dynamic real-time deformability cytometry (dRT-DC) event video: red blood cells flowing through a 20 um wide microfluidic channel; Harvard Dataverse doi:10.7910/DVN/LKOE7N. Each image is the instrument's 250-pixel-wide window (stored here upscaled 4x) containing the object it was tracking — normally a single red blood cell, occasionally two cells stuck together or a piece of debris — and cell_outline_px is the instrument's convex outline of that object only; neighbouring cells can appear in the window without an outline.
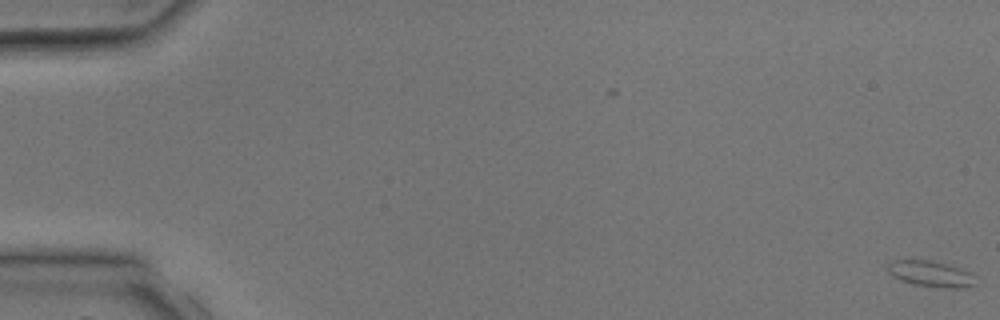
{"species": "common noctule bat (a hibernating species)", "species_latin": "Nyctalus noctula", "temperature_condition": "room temperature", "stored_images_in_passage": 5, "segment_of_instrument_passage": [1, 2], "camera_frame_rate_fps": 3000, "um_per_image_px": 0.085, "animal": {"sex": "male", "body_mass_g": 17.9, "forearm_length_mm": 54.2}, "frame": {"image": 1, "passage_image": 1, "time_ms": 0.0, "image_size_px": [1000, 320], "cell_outline_px": [[980, 284], [968, 288], [940, 288], [912, 284], [900, 280], [892, 276], [888, 272], [888, 264], [892, 260], [932, 260], [952, 264], [976, 276]], "centroid_in_image_um": [79.21, 23.29], "position_along_channel_um": 5.8, "area_um2": 13.87}}